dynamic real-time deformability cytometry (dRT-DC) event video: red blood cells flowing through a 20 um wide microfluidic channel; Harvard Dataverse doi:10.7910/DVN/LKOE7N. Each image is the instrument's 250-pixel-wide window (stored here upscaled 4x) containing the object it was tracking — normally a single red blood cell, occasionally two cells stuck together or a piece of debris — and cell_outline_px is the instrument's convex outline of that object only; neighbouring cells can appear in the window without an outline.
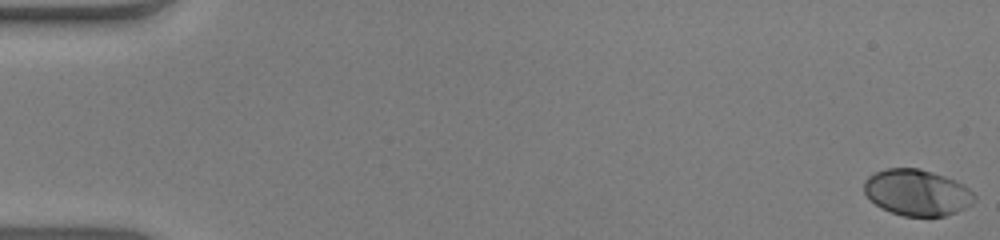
{"species": "human", "species_latin": "Homo sapiens", "temperature_condition": "warm", "stored_images_in_passage": 54, "camera_frame_rate_fps": 3000, "um_per_image_px": 0.085, "donor": {"sex": "male"}, "frame": {"image": 1, "passage_image": 1, "time_ms": 0.0, "image_size_px": [1000, 240], "cell_outline_px": [[976, 200], [972, 204], [956, 212], [944, 216], [904, 216], [880, 208], [864, 192], [864, 180], [868, 176], [876, 172], [888, 168], [920, 168], [956, 180], [964, 184], [976, 196]], "centroid_in_image_um": [77.96, 16.36], "position_along_channel_um": 7.0, "area_um2": 29.71}}
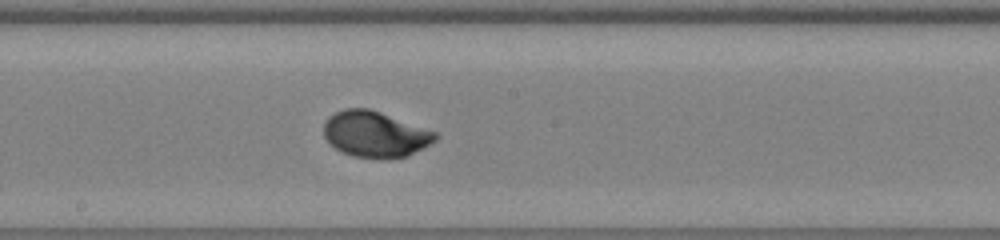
{"frame": {"image": 2, "passage_image": 30, "time_ms": 9.667, "image_size_px": [1000, 240], "cell_outline_px": [[440, 136], [436, 140], [408, 156], [380, 160], [352, 156], [340, 152], [324, 136], [324, 124], [328, 116], [344, 108], [368, 108], [380, 112], [436, 132]], "centroid_in_image_um": [31.88, 11.43], "position_along_channel_um": 216.3, "area_um2": 29.94}}
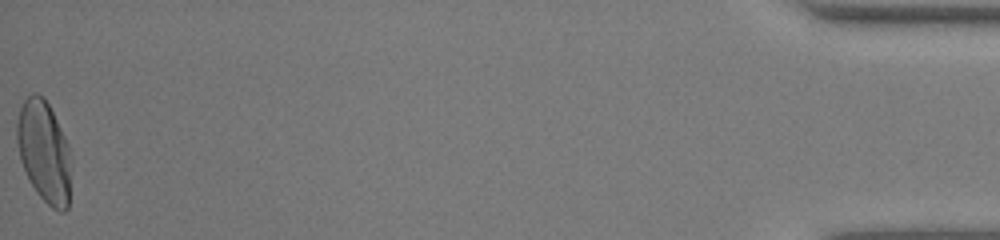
{"frame": {"image": 3, "passage_image": 54, "time_ms": 17.667, "image_size_px": [1000, 240], "cell_outline_px": [[68, 208], [64, 212], [60, 212], [52, 208], [36, 192], [20, 160], [16, 140], [16, 124], [20, 108], [24, 100], [32, 92], [36, 92], [44, 96], [68, 144]], "centroid_in_image_um": [3.69, 12.85], "position_along_channel_um": 431.5, "area_um2": 31.33}, "authors_computed_cell_mechanics": {"area_um2": 29.5358, "velocity_mm_per_s": 3.9149, "shape_relaxation_time_tau1_ms": 2.7937, "shape_relaxation_time_tau2_ms": null, "deformation_change_tau1": 0.1685, "deformation_change_tau2": null}}